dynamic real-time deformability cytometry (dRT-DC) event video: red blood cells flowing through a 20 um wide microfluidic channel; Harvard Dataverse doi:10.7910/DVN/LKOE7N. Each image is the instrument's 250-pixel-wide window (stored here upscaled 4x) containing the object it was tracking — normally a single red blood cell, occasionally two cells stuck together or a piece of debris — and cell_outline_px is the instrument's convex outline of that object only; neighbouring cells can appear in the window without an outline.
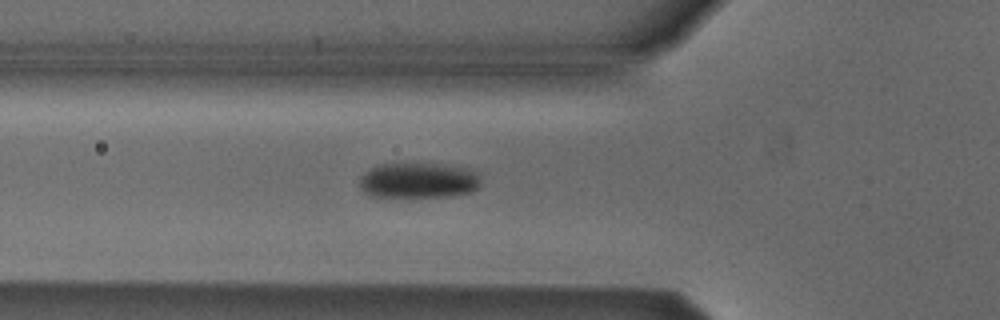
{"species": "Egyptian fruit bat (a non-hibernating species)", "species_latin": "Rousettus aegyptiacus", "temperature_condition": "cold", "stored_images_in_passage": 38, "camera_frame_rate_fps": 3000, "um_per_image_px": 0.085, "animal": {"sex": "male"}, "frame": {"image": 1, "passage_image": 9, "time_ms": 2.667, "image_size_px": [1000, 320], "cell_outline_px": [[480, 184], [472, 192], [448, 196], [372, 196], [360, 188], [360, 176], [376, 164], [436, 164], [468, 168], [476, 172], [480, 180]], "centroid_in_image_um": [35.56, 15.33], "position_along_channel_um": 90.2, "area_um2": 24.74}}
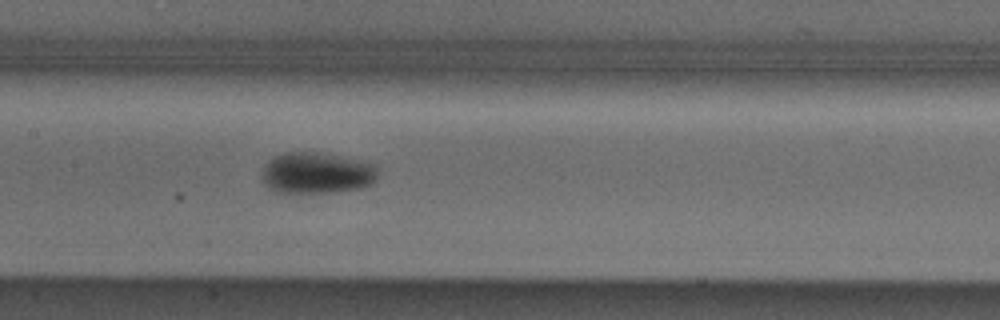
{"frame": {"image": 2, "passage_image": 16, "time_ms": 5.0, "image_size_px": [1000, 320], "cell_outline_px": [[376, 180], [372, 184], [360, 188], [332, 192], [276, 192], [264, 184], [264, 164], [272, 156], [284, 152], [316, 152], [356, 160], [372, 164], [376, 168]], "centroid_in_image_um": [26.88, 14.7], "position_along_channel_um": 180.5, "area_um2": 27.46}}
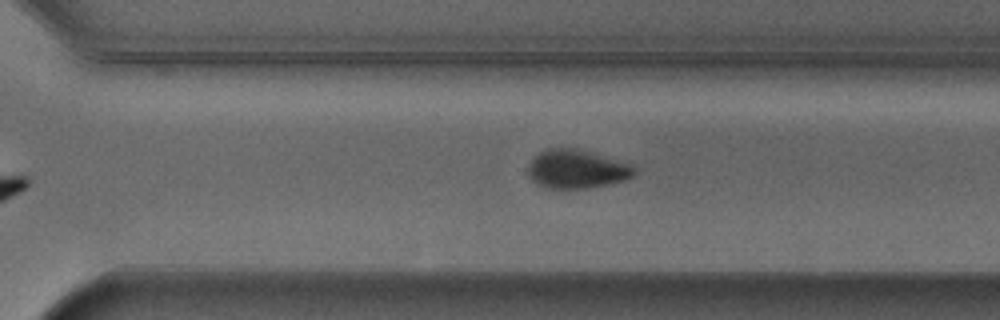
{"frame": {"image": 3, "passage_image": 27, "time_ms": 8.667, "image_size_px": [1000, 320], "cell_outline_px": [[636, 172], [632, 176], [624, 180], [588, 188], [544, 188], [536, 184], [528, 176], [528, 164], [540, 152], [548, 148], [576, 148], [628, 164], [636, 168]], "centroid_in_image_um": [48.96, 14.38], "position_along_channel_um": 321.6, "area_um2": 23.58}, "authors_computed_cell_mechanics": {"area_um2": 25.6343, "velocity_mm_per_s": 3.8637, "shape_relaxation_time_tau1_ms": 2.114, "shape_relaxation_time_tau2_ms": null, "deformation_change_tau1": 0.0893, "deformation_change_tau2": null}}